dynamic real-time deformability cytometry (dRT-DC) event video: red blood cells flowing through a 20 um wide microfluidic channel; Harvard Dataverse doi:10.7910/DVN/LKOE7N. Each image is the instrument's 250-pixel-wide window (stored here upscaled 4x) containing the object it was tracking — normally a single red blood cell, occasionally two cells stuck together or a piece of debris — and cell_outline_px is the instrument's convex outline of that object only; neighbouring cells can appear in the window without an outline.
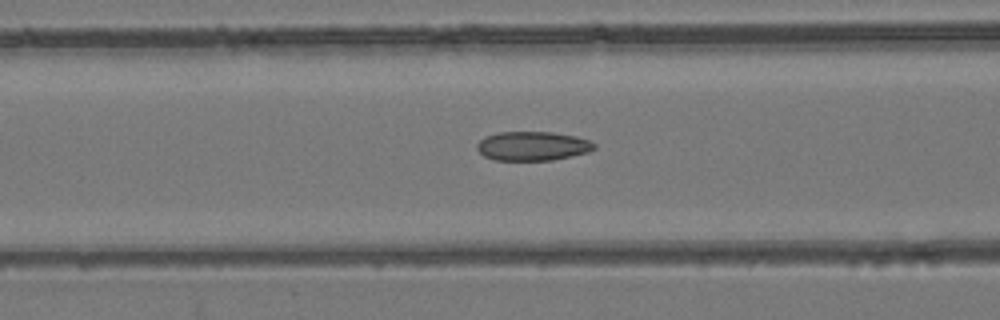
{"species": "common noctule bat (a hibernating species)", "species_latin": "Nyctalus noctula", "temperature_condition": "room temperature", "stored_images_in_passage": 54, "camera_frame_rate_fps": 3000, "um_per_image_px": 0.085, "animal": {"sex": "female", "body_mass_g": 24.6, "forearm_length_mm": 56.2}, "frame": {"image": 1, "passage_image": 22, "time_ms": 7.0, "image_size_px": [1000, 320], "cell_outline_px": [[596, 148], [588, 152], [552, 160], [496, 160], [484, 156], [476, 148], [476, 144], [484, 136], [500, 132], [552, 132], [576, 136], [588, 140], [596, 144]], "centroid_in_image_um": [45.26, 12.41], "position_along_channel_um": 121.3, "area_um2": 19.88}}
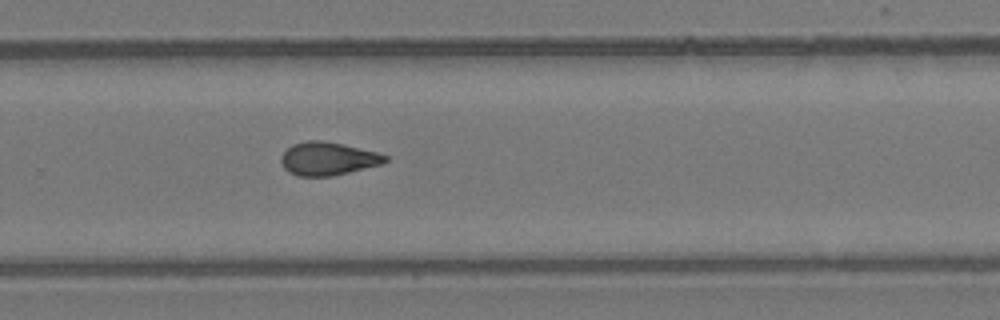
{"frame": {"image": 2, "passage_image": 36, "time_ms": 11.667, "image_size_px": [1000, 320], "cell_outline_px": [[388, 160], [384, 164], [332, 176], [296, 176], [288, 172], [284, 168], [280, 160], [280, 156], [292, 144], [308, 140], [320, 140], [344, 144], [376, 152], [388, 156]], "centroid_in_image_um": [27.87, 13.49], "position_along_channel_um": 301.9, "area_um2": 20.29}}
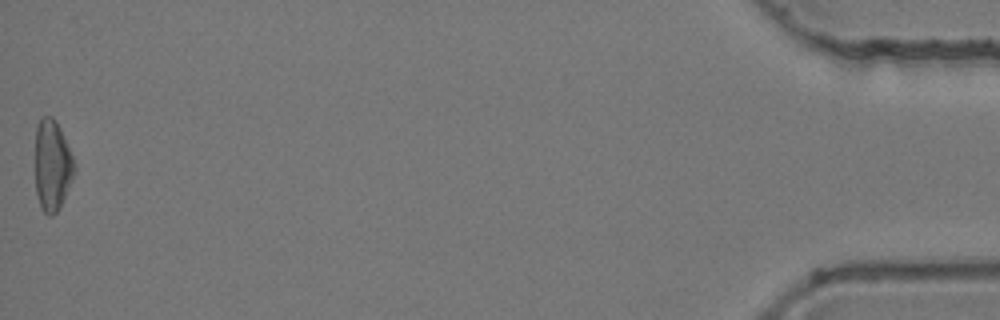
{"frame": {"image": 3, "passage_image": 54, "time_ms": 17.667, "image_size_px": [1000, 320], "cell_outline_px": [[76, 168], [72, 180], [60, 208], [52, 216], [48, 216], [40, 208], [36, 192], [36, 124], [40, 116], [52, 116], [60, 128], [76, 164]], "centroid_in_image_um": [4.44, 14.07], "position_along_channel_um": 430.8, "area_um2": 20.92}, "authors_computed_cell_mechanics": {"area_um2": 20.519, "velocity_mm_per_s": 3.8748, "shape_relaxation_time_tau1_ms": null, "shape_relaxation_time_tau2_ms": 2.1107, "deformation_change_tau1": null, "deformation_change_tau2": 0.0883}}